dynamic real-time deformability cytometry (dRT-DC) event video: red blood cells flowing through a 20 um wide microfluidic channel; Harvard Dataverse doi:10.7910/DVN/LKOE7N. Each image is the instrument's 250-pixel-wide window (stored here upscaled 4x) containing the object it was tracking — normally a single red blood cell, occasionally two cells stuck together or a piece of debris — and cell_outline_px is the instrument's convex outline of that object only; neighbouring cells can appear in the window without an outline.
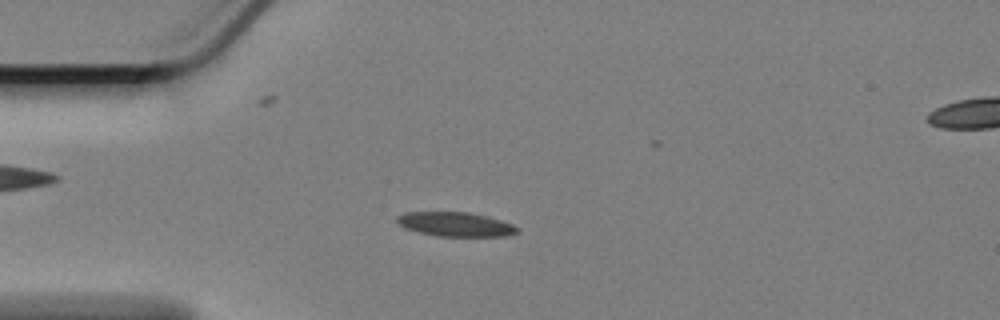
{"species": "Egyptian fruit bat (a non-hibernating species)", "species_latin": "Rousettus aegyptiacus", "temperature_condition": "cold", "stored_images_in_passage": 58, "camera_frame_rate_fps": 3000, "um_per_image_px": 0.085, "animal": {"sex": "female"}, "frame": {"image": 1, "passage_image": 13, "time_ms": 4.0, "image_size_px": [1000, 320], "cell_outline_px": [[520, 228], [516, 232], [508, 236], [436, 236], [404, 228], [396, 220], [396, 216], [404, 212], [468, 212], [500, 220], [512, 224]], "centroid_in_image_um": [38.69, 19.06], "position_along_channel_um": 46.3, "area_um2": 16.88}}
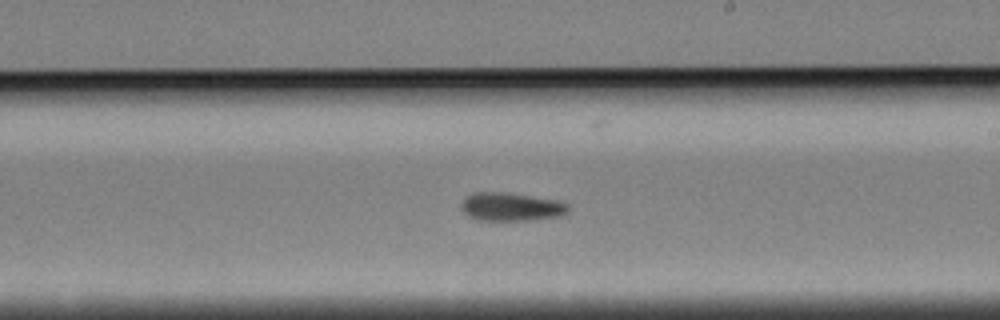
{"frame": {"image": 2, "passage_image": 32, "time_ms": 10.333, "image_size_px": [1000, 320], "cell_outline_px": [[568, 212], [560, 216], [532, 220], [480, 220], [468, 216], [460, 208], [460, 204], [472, 192], [504, 192], [560, 200], [568, 204]], "centroid_in_image_um": [43.46, 17.57], "position_along_channel_um": 245.5, "area_um2": 17.74}}
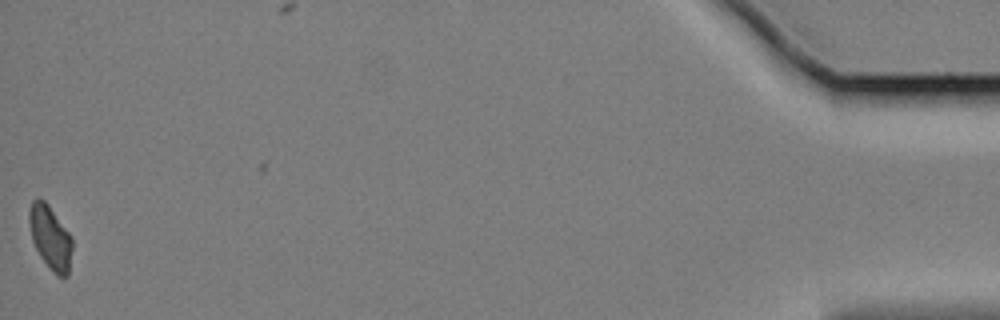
{"frame": {"image": 3, "passage_image": 57, "time_ms": 18.667, "image_size_px": [1000, 320], "cell_outline_px": [[72, 248], [68, 276], [56, 276], [48, 268], [40, 256], [32, 240], [28, 220], [28, 208], [32, 200], [36, 196], [40, 196], [48, 204], [72, 236]], "centroid_in_image_um": [4.25, 20.15], "position_along_channel_um": 430.9, "area_um2": 16.36}, "authors_computed_cell_mechanics": {"area_um2": 16.8776, "velocity_mm_per_s": 3.3713, "shape_relaxation_time_tau1_ms": 10.5641, "shape_relaxation_time_tau2_ms": null, "deformation_change_tau1": 0.1772, "deformation_change_tau2": null}}